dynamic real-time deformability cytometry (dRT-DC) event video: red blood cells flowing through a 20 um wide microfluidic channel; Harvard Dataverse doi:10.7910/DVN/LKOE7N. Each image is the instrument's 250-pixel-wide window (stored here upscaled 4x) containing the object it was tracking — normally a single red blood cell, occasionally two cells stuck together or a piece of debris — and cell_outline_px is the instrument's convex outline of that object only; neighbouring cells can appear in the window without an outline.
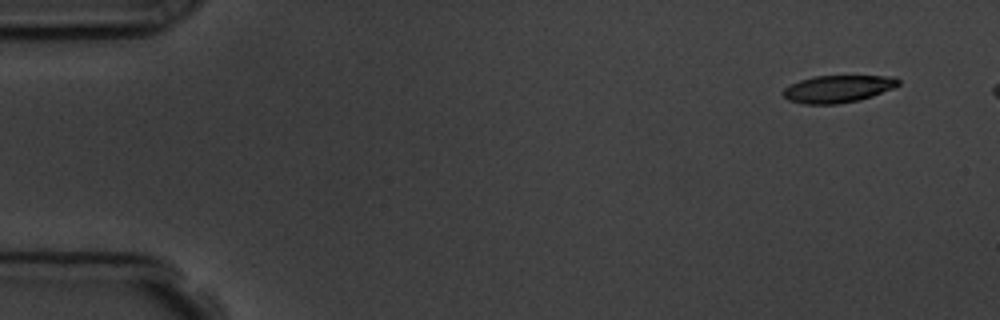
{"species": "common noctule bat (a hibernating species)", "species_latin": "Nyctalus noctula", "temperature_condition": "room temperature", "stored_images_in_passage": 5, "camera_frame_rate_fps": 3000, "um_per_image_px": 0.085, "animal": {"sex": "male", "body_mass_g": 19.5, "forearm_length_mm": 54.6}, "frame": {"image": 1, "passage_image": 1, "time_ms": 0.0, "image_size_px": [1000, 320], "cell_outline_px": [[900, 84], [892, 88], [872, 96], [860, 100], [836, 104], [804, 104], [788, 100], [780, 92], [784, 88], [800, 80], [812, 76], [896, 76], [900, 80]], "centroid_in_image_um": [71.2, 7.55], "position_along_channel_um": 13.8, "area_um2": 18.38}}